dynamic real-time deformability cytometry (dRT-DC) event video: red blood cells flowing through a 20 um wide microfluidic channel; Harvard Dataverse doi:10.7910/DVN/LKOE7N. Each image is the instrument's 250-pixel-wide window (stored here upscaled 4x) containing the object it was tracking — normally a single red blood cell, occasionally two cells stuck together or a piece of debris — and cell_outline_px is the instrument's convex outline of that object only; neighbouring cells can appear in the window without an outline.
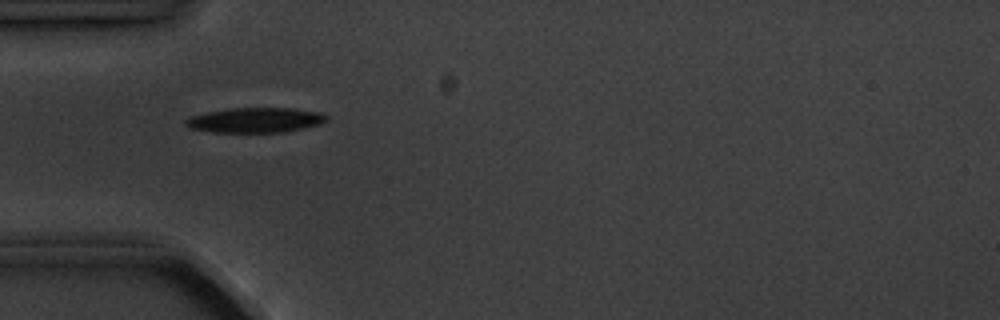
{"species": "common noctule bat (a hibernating species)", "species_latin": "Nyctalus noctula", "temperature_condition": "cold", "stored_images_in_passage": 4, "camera_frame_rate_fps": 3000, "um_per_image_px": 0.085, "animal": {"sex": "male", "body_mass_g": 20.1, "forearm_length_mm": 53.5}, "frame": {"image": 1, "passage_image": 2, "time_ms": 1.0, "image_size_px": [1000, 320], "cell_outline_px": [[328, 120], [320, 124], [284, 132], [212, 132], [192, 128], [184, 124], [184, 120], [192, 116], [208, 112], [232, 108], [292, 108], [320, 112], [328, 116]], "centroid_in_image_um": [21.73, 10.21], "position_along_channel_um": 63.3, "area_um2": 20.35}}